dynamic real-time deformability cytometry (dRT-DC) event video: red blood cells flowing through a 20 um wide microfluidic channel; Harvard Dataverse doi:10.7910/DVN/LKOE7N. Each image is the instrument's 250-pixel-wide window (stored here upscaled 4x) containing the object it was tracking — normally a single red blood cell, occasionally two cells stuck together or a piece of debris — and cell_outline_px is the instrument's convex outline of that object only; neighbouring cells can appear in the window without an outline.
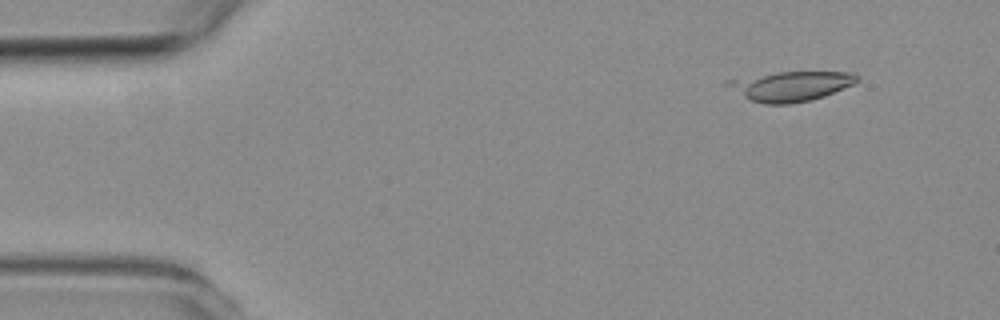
{"species": "common noctule bat (a hibernating species)", "species_latin": "Nyctalus noctula", "temperature_condition": "room temperature", "stored_images_in_passage": 5, "camera_frame_rate_fps": 3000, "um_per_image_px": 0.085, "animal": {"sex": "female", "body_mass_g": 19.3, "forearm_length_mm": 54.1}, "frame": {"image": 1, "passage_image": 5, "time_ms": 5.0, "image_size_px": [1000, 320], "cell_outline_px": [[860, 80], [852, 84], [824, 96], [812, 100], [788, 104], [764, 104], [752, 100], [720, 84], [724, 80], [776, 72], [852, 72], [860, 76]], "centroid_in_image_um": [67.17, 7.31], "position_along_channel_um": 17.8, "area_um2": 22.54}}